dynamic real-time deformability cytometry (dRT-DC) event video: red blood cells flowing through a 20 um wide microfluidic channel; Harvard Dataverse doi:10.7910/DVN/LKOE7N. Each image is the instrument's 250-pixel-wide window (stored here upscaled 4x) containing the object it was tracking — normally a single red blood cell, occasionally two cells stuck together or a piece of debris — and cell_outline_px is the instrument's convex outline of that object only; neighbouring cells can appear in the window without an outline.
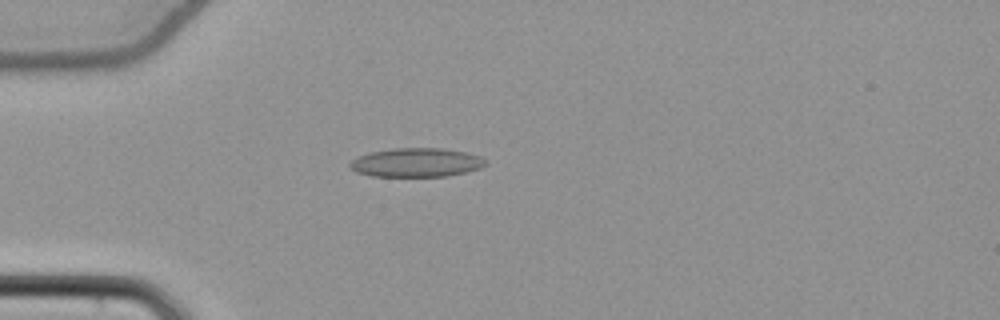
{"species": "common noctule bat (a hibernating species)", "species_latin": "Nyctalus noctula", "temperature_condition": "cold", "stored_images_in_passage": 39, "camera_frame_rate_fps": 3000, "um_per_image_px": 0.085, "animal": {"sex": "female", "body_mass_g": 22.7, "forearm_length_mm": 54.2}, "frame": {"image": 1, "passage_image": 1, "time_ms": 0.0, "image_size_px": [1000, 320], "cell_outline_px": [[488, 164], [480, 168], [448, 176], [372, 176], [356, 172], [348, 164], [352, 160], [360, 156], [372, 152], [392, 148], [444, 148], [464, 152], [480, 156], [488, 160]], "centroid_in_image_um": [35.43, 13.81], "position_along_channel_um": 49.6, "area_um2": 22.77}}
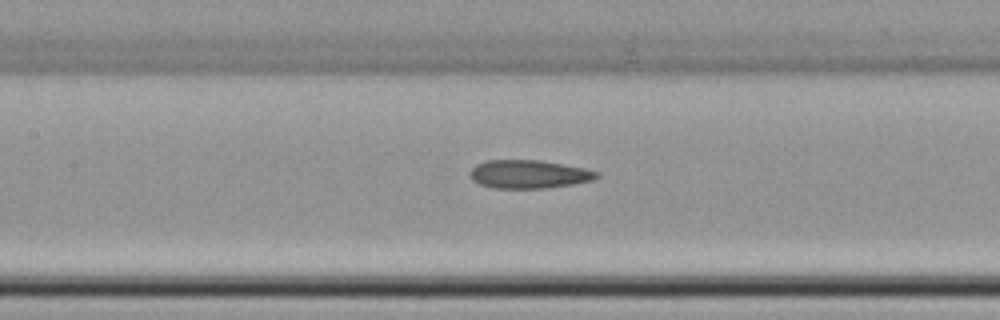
{"frame": {"image": 2, "passage_image": 11, "time_ms": 3.333, "image_size_px": [1000, 320], "cell_outline_px": [[600, 176], [596, 180], [548, 188], [492, 188], [480, 184], [472, 180], [468, 176], [468, 172], [476, 164], [488, 160], [540, 160], [584, 168], [600, 172]], "centroid_in_image_um": [44.95, 14.81], "position_along_channel_um": 162.4, "area_um2": 21.15}}
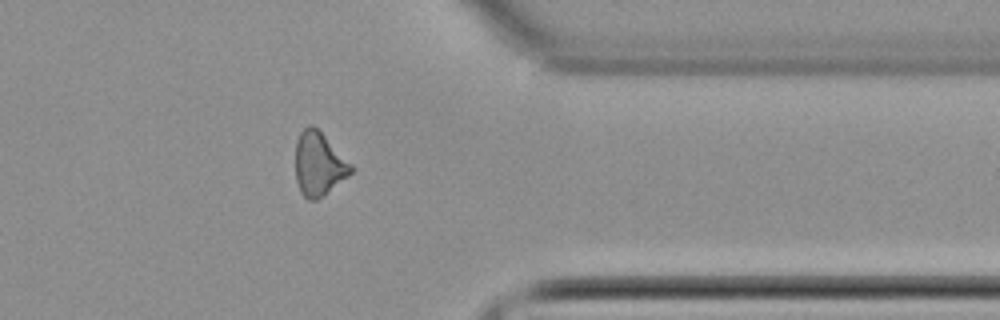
{"frame": {"image": 3, "passage_image": 29, "time_ms": 9.333, "image_size_px": [1000, 320], "cell_outline_px": [[352, 172], [348, 176], [316, 200], [308, 200], [300, 192], [296, 180], [296, 140], [300, 132], [308, 124], [312, 124], [352, 164]], "centroid_in_image_um": [27.07, 13.93], "position_along_channel_um": 384.3, "area_um2": 20.23}, "authors_computed_cell_mechanics": {"area_um2": 20.5768, "velocity_mm_per_s": 3.8763, "shape_relaxation_time_tau1_ms": null, "shape_relaxation_time_tau2_ms": 6.2496, "deformation_change_tau1": null, "deformation_change_tau2": 0.1634}}